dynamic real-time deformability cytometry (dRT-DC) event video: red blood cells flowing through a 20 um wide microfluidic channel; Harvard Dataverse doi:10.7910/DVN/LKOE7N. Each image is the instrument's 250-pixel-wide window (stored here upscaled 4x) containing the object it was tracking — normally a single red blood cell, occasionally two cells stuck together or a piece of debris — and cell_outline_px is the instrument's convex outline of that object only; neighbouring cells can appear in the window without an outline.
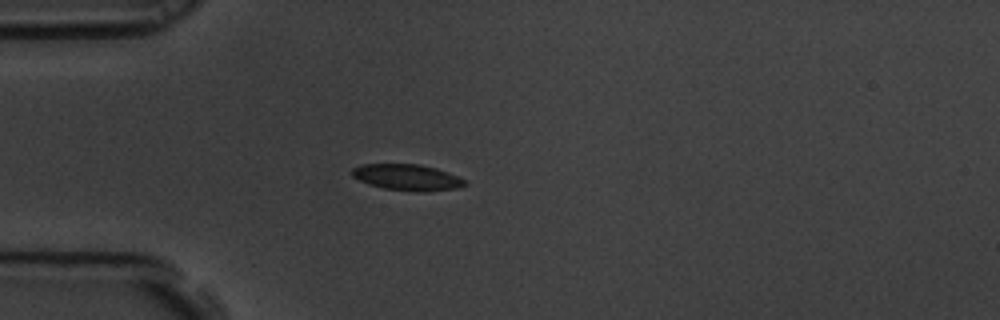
{"species": "common noctule bat (a hibernating species)", "species_latin": "Nyctalus noctula", "temperature_condition": "room temperature", "stored_images_in_passage": 43, "camera_frame_rate_fps": 3000, "um_per_image_px": 0.085, "animal": {"sex": "male", "body_mass_g": 19.5, "forearm_length_mm": 54.6}, "frame": {"image": 1, "passage_image": 1, "time_ms": 0.0, "image_size_px": [1000, 320], "cell_outline_px": [[468, 184], [456, 188], [424, 192], [416, 192], [384, 188], [360, 180], [352, 176], [352, 168], [360, 164], [420, 164], [436, 168], [448, 172], [464, 180]], "centroid_in_image_um": [34.62, 15.07], "position_along_channel_um": 50.4, "area_um2": 17.05}}
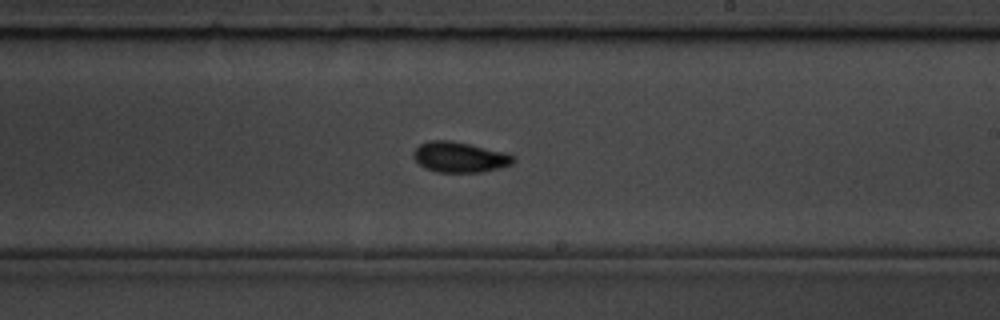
{"frame": {"image": 2, "passage_image": 19, "time_ms": 6.0, "image_size_px": [1000, 320], "cell_outline_px": [[516, 160], [512, 164], [480, 172], [436, 172], [424, 168], [412, 156], [412, 152], [420, 144], [428, 140], [452, 140], [472, 144], [504, 152], [516, 156]], "centroid_in_image_um": [39.06, 13.34], "position_along_channel_um": 249.9, "area_um2": 17.86}}
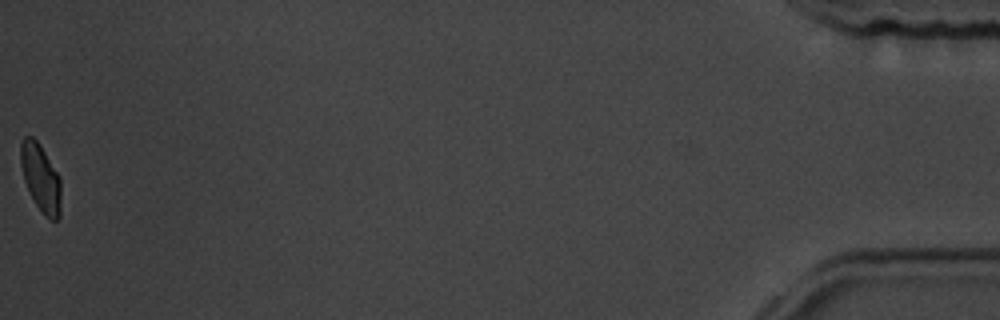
{"frame": {"image": 3, "passage_image": 43, "time_ms": 14.0, "image_size_px": [1000, 320], "cell_outline_px": [[60, 216], [56, 220], [52, 220], [44, 216], [36, 204], [24, 180], [20, 164], [20, 144], [24, 136], [32, 136], [40, 144], [60, 176]], "centroid_in_image_um": [3.46, 15.09], "position_along_channel_um": 431.7, "area_um2": 15.9}, "authors_computed_cell_mechanics": {"area_um2": 16.9354, "velocity_mm_per_s": 3.527, "shape_relaxation_time_tau1_ms": 3.2297, "shape_relaxation_time_tau2_ms": 2.0812, "deformation_change_tau1": 0.1116, "deformation_change_tau2": 0.061}}